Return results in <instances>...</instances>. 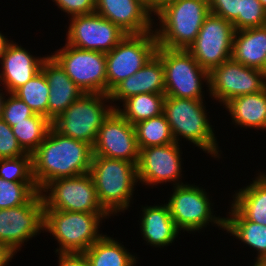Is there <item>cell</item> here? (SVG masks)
Here are the masks:
<instances>
[{
    "mask_svg": "<svg viewBox=\"0 0 266 266\" xmlns=\"http://www.w3.org/2000/svg\"><path fill=\"white\" fill-rule=\"evenodd\" d=\"M92 157L90 144L61 135L51 127L32 153L33 178L39 191L51 181L90 173Z\"/></svg>",
    "mask_w": 266,
    "mask_h": 266,
    "instance_id": "1",
    "label": "cell"
},
{
    "mask_svg": "<svg viewBox=\"0 0 266 266\" xmlns=\"http://www.w3.org/2000/svg\"><path fill=\"white\" fill-rule=\"evenodd\" d=\"M154 14L161 27L154 32L158 47L187 50L210 10L208 0H163Z\"/></svg>",
    "mask_w": 266,
    "mask_h": 266,
    "instance_id": "2",
    "label": "cell"
},
{
    "mask_svg": "<svg viewBox=\"0 0 266 266\" xmlns=\"http://www.w3.org/2000/svg\"><path fill=\"white\" fill-rule=\"evenodd\" d=\"M90 174L99 202L109 214L124 211L130 206L134 185L138 182L136 164L120 159L93 156Z\"/></svg>",
    "mask_w": 266,
    "mask_h": 266,
    "instance_id": "3",
    "label": "cell"
},
{
    "mask_svg": "<svg viewBox=\"0 0 266 266\" xmlns=\"http://www.w3.org/2000/svg\"><path fill=\"white\" fill-rule=\"evenodd\" d=\"M203 100L166 96L163 114L176 143L179 135L212 156L218 155V144L209 124ZM178 138V139H177Z\"/></svg>",
    "mask_w": 266,
    "mask_h": 266,
    "instance_id": "4",
    "label": "cell"
},
{
    "mask_svg": "<svg viewBox=\"0 0 266 266\" xmlns=\"http://www.w3.org/2000/svg\"><path fill=\"white\" fill-rule=\"evenodd\" d=\"M107 216L110 214L45 209L44 230L58 241L56 253H84L103 236L98 228Z\"/></svg>",
    "mask_w": 266,
    "mask_h": 266,
    "instance_id": "5",
    "label": "cell"
},
{
    "mask_svg": "<svg viewBox=\"0 0 266 266\" xmlns=\"http://www.w3.org/2000/svg\"><path fill=\"white\" fill-rule=\"evenodd\" d=\"M104 99L109 102V94H83L52 121V127L61 135L86 142L93 147L99 128L117 108L104 105Z\"/></svg>",
    "mask_w": 266,
    "mask_h": 266,
    "instance_id": "6",
    "label": "cell"
},
{
    "mask_svg": "<svg viewBox=\"0 0 266 266\" xmlns=\"http://www.w3.org/2000/svg\"><path fill=\"white\" fill-rule=\"evenodd\" d=\"M156 55L164 67L166 96L203 100L202 79L209 87V72L188 50L158 47Z\"/></svg>",
    "mask_w": 266,
    "mask_h": 266,
    "instance_id": "7",
    "label": "cell"
},
{
    "mask_svg": "<svg viewBox=\"0 0 266 266\" xmlns=\"http://www.w3.org/2000/svg\"><path fill=\"white\" fill-rule=\"evenodd\" d=\"M50 192L48 196L43 192ZM40 194L45 209L108 213L100 204L97 190L90 173L74 177L60 178L47 183Z\"/></svg>",
    "mask_w": 266,
    "mask_h": 266,
    "instance_id": "8",
    "label": "cell"
},
{
    "mask_svg": "<svg viewBox=\"0 0 266 266\" xmlns=\"http://www.w3.org/2000/svg\"><path fill=\"white\" fill-rule=\"evenodd\" d=\"M153 32L127 34L110 52L105 53L107 94L156 54L158 43Z\"/></svg>",
    "mask_w": 266,
    "mask_h": 266,
    "instance_id": "9",
    "label": "cell"
},
{
    "mask_svg": "<svg viewBox=\"0 0 266 266\" xmlns=\"http://www.w3.org/2000/svg\"><path fill=\"white\" fill-rule=\"evenodd\" d=\"M85 93L107 94L106 55L66 43L51 55Z\"/></svg>",
    "mask_w": 266,
    "mask_h": 266,
    "instance_id": "10",
    "label": "cell"
},
{
    "mask_svg": "<svg viewBox=\"0 0 266 266\" xmlns=\"http://www.w3.org/2000/svg\"><path fill=\"white\" fill-rule=\"evenodd\" d=\"M234 26L224 18L209 14L196 40L187 49L199 65L209 73L232 58Z\"/></svg>",
    "mask_w": 266,
    "mask_h": 266,
    "instance_id": "11",
    "label": "cell"
},
{
    "mask_svg": "<svg viewBox=\"0 0 266 266\" xmlns=\"http://www.w3.org/2000/svg\"><path fill=\"white\" fill-rule=\"evenodd\" d=\"M265 88L266 76L263 71L247 67L233 58L209 73L210 95L223 105L237 96L261 92Z\"/></svg>",
    "mask_w": 266,
    "mask_h": 266,
    "instance_id": "12",
    "label": "cell"
},
{
    "mask_svg": "<svg viewBox=\"0 0 266 266\" xmlns=\"http://www.w3.org/2000/svg\"><path fill=\"white\" fill-rule=\"evenodd\" d=\"M168 200L172 219L181 231H197L213 222L224 229L225 218L215 217L207 192L190 184L176 185Z\"/></svg>",
    "mask_w": 266,
    "mask_h": 266,
    "instance_id": "13",
    "label": "cell"
},
{
    "mask_svg": "<svg viewBox=\"0 0 266 266\" xmlns=\"http://www.w3.org/2000/svg\"><path fill=\"white\" fill-rule=\"evenodd\" d=\"M44 210L40 192L26 204L0 209V243L17 252L21 244L44 230Z\"/></svg>",
    "mask_w": 266,
    "mask_h": 266,
    "instance_id": "14",
    "label": "cell"
},
{
    "mask_svg": "<svg viewBox=\"0 0 266 266\" xmlns=\"http://www.w3.org/2000/svg\"><path fill=\"white\" fill-rule=\"evenodd\" d=\"M139 152L135 127L114 109L99 128L93 156L125 160L137 165Z\"/></svg>",
    "mask_w": 266,
    "mask_h": 266,
    "instance_id": "15",
    "label": "cell"
},
{
    "mask_svg": "<svg viewBox=\"0 0 266 266\" xmlns=\"http://www.w3.org/2000/svg\"><path fill=\"white\" fill-rule=\"evenodd\" d=\"M127 34L97 13L71 18L67 44L91 51L110 52Z\"/></svg>",
    "mask_w": 266,
    "mask_h": 266,
    "instance_id": "16",
    "label": "cell"
},
{
    "mask_svg": "<svg viewBox=\"0 0 266 266\" xmlns=\"http://www.w3.org/2000/svg\"><path fill=\"white\" fill-rule=\"evenodd\" d=\"M178 143L141 148L137 164V179L146 185L163 182L177 183L181 172V157Z\"/></svg>",
    "mask_w": 266,
    "mask_h": 266,
    "instance_id": "17",
    "label": "cell"
},
{
    "mask_svg": "<svg viewBox=\"0 0 266 266\" xmlns=\"http://www.w3.org/2000/svg\"><path fill=\"white\" fill-rule=\"evenodd\" d=\"M151 12L140 0H95V13L111 21L126 34L153 31Z\"/></svg>",
    "mask_w": 266,
    "mask_h": 266,
    "instance_id": "18",
    "label": "cell"
},
{
    "mask_svg": "<svg viewBox=\"0 0 266 266\" xmlns=\"http://www.w3.org/2000/svg\"><path fill=\"white\" fill-rule=\"evenodd\" d=\"M41 71L49 84L48 119L52 122L85 92L70 79L61 65L50 55L42 62Z\"/></svg>",
    "mask_w": 266,
    "mask_h": 266,
    "instance_id": "19",
    "label": "cell"
},
{
    "mask_svg": "<svg viewBox=\"0 0 266 266\" xmlns=\"http://www.w3.org/2000/svg\"><path fill=\"white\" fill-rule=\"evenodd\" d=\"M45 59L35 58L23 47L10 42L1 59L3 72L0 73V81L5 84L8 94L14 93L40 72Z\"/></svg>",
    "mask_w": 266,
    "mask_h": 266,
    "instance_id": "20",
    "label": "cell"
},
{
    "mask_svg": "<svg viewBox=\"0 0 266 266\" xmlns=\"http://www.w3.org/2000/svg\"><path fill=\"white\" fill-rule=\"evenodd\" d=\"M165 75L162 60L155 54L141 69L118 83L110 92L111 101L122 102L137 94L164 93Z\"/></svg>",
    "mask_w": 266,
    "mask_h": 266,
    "instance_id": "21",
    "label": "cell"
},
{
    "mask_svg": "<svg viewBox=\"0 0 266 266\" xmlns=\"http://www.w3.org/2000/svg\"><path fill=\"white\" fill-rule=\"evenodd\" d=\"M232 58L247 67L264 72L266 25L235 31Z\"/></svg>",
    "mask_w": 266,
    "mask_h": 266,
    "instance_id": "22",
    "label": "cell"
},
{
    "mask_svg": "<svg viewBox=\"0 0 266 266\" xmlns=\"http://www.w3.org/2000/svg\"><path fill=\"white\" fill-rule=\"evenodd\" d=\"M141 233L151 246L164 247L176 239L179 233L171 217L168 204L143 207Z\"/></svg>",
    "mask_w": 266,
    "mask_h": 266,
    "instance_id": "23",
    "label": "cell"
},
{
    "mask_svg": "<svg viewBox=\"0 0 266 266\" xmlns=\"http://www.w3.org/2000/svg\"><path fill=\"white\" fill-rule=\"evenodd\" d=\"M233 123L241 127L266 129V88L261 92L237 96L225 104Z\"/></svg>",
    "mask_w": 266,
    "mask_h": 266,
    "instance_id": "24",
    "label": "cell"
},
{
    "mask_svg": "<svg viewBox=\"0 0 266 266\" xmlns=\"http://www.w3.org/2000/svg\"><path fill=\"white\" fill-rule=\"evenodd\" d=\"M232 206L246 219L266 226V175L259 174L253 183L235 194Z\"/></svg>",
    "mask_w": 266,
    "mask_h": 266,
    "instance_id": "25",
    "label": "cell"
},
{
    "mask_svg": "<svg viewBox=\"0 0 266 266\" xmlns=\"http://www.w3.org/2000/svg\"><path fill=\"white\" fill-rule=\"evenodd\" d=\"M226 217L224 230L258 251L256 263H266V226L246 220L233 206Z\"/></svg>",
    "mask_w": 266,
    "mask_h": 266,
    "instance_id": "26",
    "label": "cell"
},
{
    "mask_svg": "<svg viewBox=\"0 0 266 266\" xmlns=\"http://www.w3.org/2000/svg\"><path fill=\"white\" fill-rule=\"evenodd\" d=\"M90 266H134L135 256L119 242L103 235L84 252Z\"/></svg>",
    "mask_w": 266,
    "mask_h": 266,
    "instance_id": "27",
    "label": "cell"
},
{
    "mask_svg": "<svg viewBox=\"0 0 266 266\" xmlns=\"http://www.w3.org/2000/svg\"><path fill=\"white\" fill-rule=\"evenodd\" d=\"M166 95L164 93H143L128 97L124 109L116 110L133 126L141 121L163 114Z\"/></svg>",
    "mask_w": 266,
    "mask_h": 266,
    "instance_id": "28",
    "label": "cell"
},
{
    "mask_svg": "<svg viewBox=\"0 0 266 266\" xmlns=\"http://www.w3.org/2000/svg\"><path fill=\"white\" fill-rule=\"evenodd\" d=\"M51 127L52 122L47 117L35 114L11 128L21 148L32 154L43 142Z\"/></svg>",
    "mask_w": 266,
    "mask_h": 266,
    "instance_id": "29",
    "label": "cell"
},
{
    "mask_svg": "<svg viewBox=\"0 0 266 266\" xmlns=\"http://www.w3.org/2000/svg\"><path fill=\"white\" fill-rule=\"evenodd\" d=\"M134 127L139 150L175 142L170 125L164 114L141 121L135 124Z\"/></svg>",
    "mask_w": 266,
    "mask_h": 266,
    "instance_id": "30",
    "label": "cell"
},
{
    "mask_svg": "<svg viewBox=\"0 0 266 266\" xmlns=\"http://www.w3.org/2000/svg\"><path fill=\"white\" fill-rule=\"evenodd\" d=\"M13 94L24 101L35 114L48 118L49 84L42 71L19 87Z\"/></svg>",
    "mask_w": 266,
    "mask_h": 266,
    "instance_id": "31",
    "label": "cell"
},
{
    "mask_svg": "<svg viewBox=\"0 0 266 266\" xmlns=\"http://www.w3.org/2000/svg\"><path fill=\"white\" fill-rule=\"evenodd\" d=\"M38 192L35 182H11L0 178V209L26 204Z\"/></svg>",
    "mask_w": 266,
    "mask_h": 266,
    "instance_id": "32",
    "label": "cell"
},
{
    "mask_svg": "<svg viewBox=\"0 0 266 266\" xmlns=\"http://www.w3.org/2000/svg\"><path fill=\"white\" fill-rule=\"evenodd\" d=\"M0 178L11 182H35L32 154L0 159Z\"/></svg>",
    "mask_w": 266,
    "mask_h": 266,
    "instance_id": "33",
    "label": "cell"
},
{
    "mask_svg": "<svg viewBox=\"0 0 266 266\" xmlns=\"http://www.w3.org/2000/svg\"><path fill=\"white\" fill-rule=\"evenodd\" d=\"M235 31L266 25V8L259 0H240V13L232 23Z\"/></svg>",
    "mask_w": 266,
    "mask_h": 266,
    "instance_id": "34",
    "label": "cell"
},
{
    "mask_svg": "<svg viewBox=\"0 0 266 266\" xmlns=\"http://www.w3.org/2000/svg\"><path fill=\"white\" fill-rule=\"evenodd\" d=\"M34 115V111L24 101L10 93V97L4 100L0 117L12 127Z\"/></svg>",
    "mask_w": 266,
    "mask_h": 266,
    "instance_id": "35",
    "label": "cell"
},
{
    "mask_svg": "<svg viewBox=\"0 0 266 266\" xmlns=\"http://www.w3.org/2000/svg\"><path fill=\"white\" fill-rule=\"evenodd\" d=\"M26 154L12 128L0 117V159L16 158Z\"/></svg>",
    "mask_w": 266,
    "mask_h": 266,
    "instance_id": "36",
    "label": "cell"
},
{
    "mask_svg": "<svg viewBox=\"0 0 266 266\" xmlns=\"http://www.w3.org/2000/svg\"><path fill=\"white\" fill-rule=\"evenodd\" d=\"M211 14L233 23L240 13V0H208Z\"/></svg>",
    "mask_w": 266,
    "mask_h": 266,
    "instance_id": "37",
    "label": "cell"
},
{
    "mask_svg": "<svg viewBox=\"0 0 266 266\" xmlns=\"http://www.w3.org/2000/svg\"><path fill=\"white\" fill-rule=\"evenodd\" d=\"M53 2L71 17L95 12V0H54Z\"/></svg>",
    "mask_w": 266,
    "mask_h": 266,
    "instance_id": "38",
    "label": "cell"
},
{
    "mask_svg": "<svg viewBox=\"0 0 266 266\" xmlns=\"http://www.w3.org/2000/svg\"><path fill=\"white\" fill-rule=\"evenodd\" d=\"M59 266H90L84 253H59Z\"/></svg>",
    "mask_w": 266,
    "mask_h": 266,
    "instance_id": "39",
    "label": "cell"
},
{
    "mask_svg": "<svg viewBox=\"0 0 266 266\" xmlns=\"http://www.w3.org/2000/svg\"><path fill=\"white\" fill-rule=\"evenodd\" d=\"M13 255L14 252L9 247L0 243V266H6Z\"/></svg>",
    "mask_w": 266,
    "mask_h": 266,
    "instance_id": "40",
    "label": "cell"
},
{
    "mask_svg": "<svg viewBox=\"0 0 266 266\" xmlns=\"http://www.w3.org/2000/svg\"><path fill=\"white\" fill-rule=\"evenodd\" d=\"M9 41L10 40H7V38L0 33V59H2V56L6 51V48L10 43Z\"/></svg>",
    "mask_w": 266,
    "mask_h": 266,
    "instance_id": "41",
    "label": "cell"
},
{
    "mask_svg": "<svg viewBox=\"0 0 266 266\" xmlns=\"http://www.w3.org/2000/svg\"><path fill=\"white\" fill-rule=\"evenodd\" d=\"M145 4L152 12L156 11V0H140Z\"/></svg>",
    "mask_w": 266,
    "mask_h": 266,
    "instance_id": "42",
    "label": "cell"
},
{
    "mask_svg": "<svg viewBox=\"0 0 266 266\" xmlns=\"http://www.w3.org/2000/svg\"><path fill=\"white\" fill-rule=\"evenodd\" d=\"M3 95L4 94L0 93V114H1V111L3 109V104H4V100H5Z\"/></svg>",
    "mask_w": 266,
    "mask_h": 266,
    "instance_id": "43",
    "label": "cell"
},
{
    "mask_svg": "<svg viewBox=\"0 0 266 266\" xmlns=\"http://www.w3.org/2000/svg\"><path fill=\"white\" fill-rule=\"evenodd\" d=\"M163 0H156V10L159 8Z\"/></svg>",
    "mask_w": 266,
    "mask_h": 266,
    "instance_id": "44",
    "label": "cell"
},
{
    "mask_svg": "<svg viewBox=\"0 0 266 266\" xmlns=\"http://www.w3.org/2000/svg\"><path fill=\"white\" fill-rule=\"evenodd\" d=\"M261 2V5L266 8V0H259Z\"/></svg>",
    "mask_w": 266,
    "mask_h": 266,
    "instance_id": "45",
    "label": "cell"
},
{
    "mask_svg": "<svg viewBox=\"0 0 266 266\" xmlns=\"http://www.w3.org/2000/svg\"><path fill=\"white\" fill-rule=\"evenodd\" d=\"M254 266H266V263H256L255 262Z\"/></svg>",
    "mask_w": 266,
    "mask_h": 266,
    "instance_id": "46",
    "label": "cell"
},
{
    "mask_svg": "<svg viewBox=\"0 0 266 266\" xmlns=\"http://www.w3.org/2000/svg\"><path fill=\"white\" fill-rule=\"evenodd\" d=\"M264 74L266 76V59H265V62H264Z\"/></svg>",
    "mask_w": 266,
    "mask_h": 266,
    "instance_id": "47",
    "label": "cell"
}]
</instances>
